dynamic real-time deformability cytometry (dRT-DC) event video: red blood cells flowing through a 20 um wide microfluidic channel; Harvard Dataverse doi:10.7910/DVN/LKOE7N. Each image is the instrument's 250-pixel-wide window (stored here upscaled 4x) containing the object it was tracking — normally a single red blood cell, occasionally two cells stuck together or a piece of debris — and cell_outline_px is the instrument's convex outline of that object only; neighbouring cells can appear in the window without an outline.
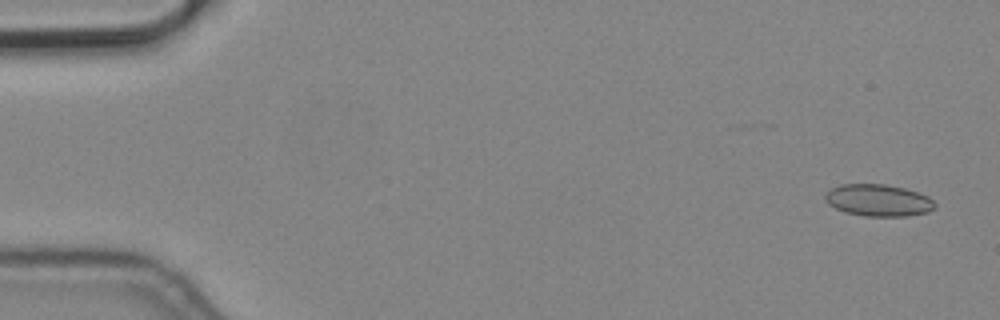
{"species": "common noctule bat (a hibernating species)", "species_latin": "Nyctalus noctula", "temperature_condition": "cold", "stored_images_in_passage": 5, "camera_frame_rate_fps": 3000, "um_per_image_px": 0.085, "animal": {"sex": "male", "body_mass_g": 19.2, "forearm_length_mm": 51.8}, "frame": {"image": 1, "passage_image": 1, "time_ms": 0.0, "image_size_px": [1000, 320], "cell_outline_px": [[936, 208], [928, 212], [908, 216], [864, 216], [844, 212], [828, 204], [824, 200], [824, 196], [832, 188], [840, 184], [884, 184], [904, 188], [928, 196], [936, 204]], "centroid_in_image_um": [74.66, 17.03], "position_along_channel_um": 10.3, "area_um2": 20.46}}